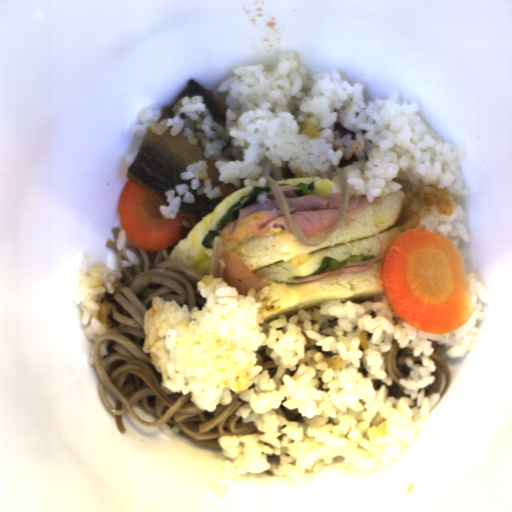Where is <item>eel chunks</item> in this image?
<instances>
[{"mask_svg": "<svg viewBox=\"0 0 512 512\" xmlns=\"http://www.w3.org/2000/svg\"><path fill=\"white\" fill-rule=\"evenodd\" d=\"M170 131L169 127L162 135L150 132L146 134L125 176L128 181L143 188L161 205L169 207L165 196L167 190H175L176 186L182 183H187L191 187L190 180H182L179 173L186 171V167L196 161L208 162V178L212 180V190L220 186L223 195L209 200L205 194L198 196L196 190L189 189V193H192L196 200L193 204L184 203L183 196L180 197V209L176 216L194 227L226 196L247 185H244V179H240V187L220 182V171L214 166L216 160L205 157L203 144L192 145L182 131L175 137L170 136Z\"/></svg>", "mask_w": 512, "mask_h": 512, "instance_id": "4dd315ae", "label": "eel chunks"}, {"mask_svg": "<svg viewBox=\"0 0 512 512\" xmlns=\"http://www.w3.org/2000/svg\"><path fill=\"white\" fill-rule=\"evenodd\" d=\"M186 83L187 86L181 91V93L176 97V99L171 103V105L161 108V116L156 123L158 124L159 122L167 118H174L173 107L183 97L192 95H202L205 98L206 106L209 109L214 122L221 124L223 128L226 130L227 111L229 107L217 99L213 90L205 88L195 79L189 77Z\"/></svg>", "mask_w": 512, "mask_h": 512, "instance_id": "57646c5b", "label": "eel chunks"}]
</instances>
